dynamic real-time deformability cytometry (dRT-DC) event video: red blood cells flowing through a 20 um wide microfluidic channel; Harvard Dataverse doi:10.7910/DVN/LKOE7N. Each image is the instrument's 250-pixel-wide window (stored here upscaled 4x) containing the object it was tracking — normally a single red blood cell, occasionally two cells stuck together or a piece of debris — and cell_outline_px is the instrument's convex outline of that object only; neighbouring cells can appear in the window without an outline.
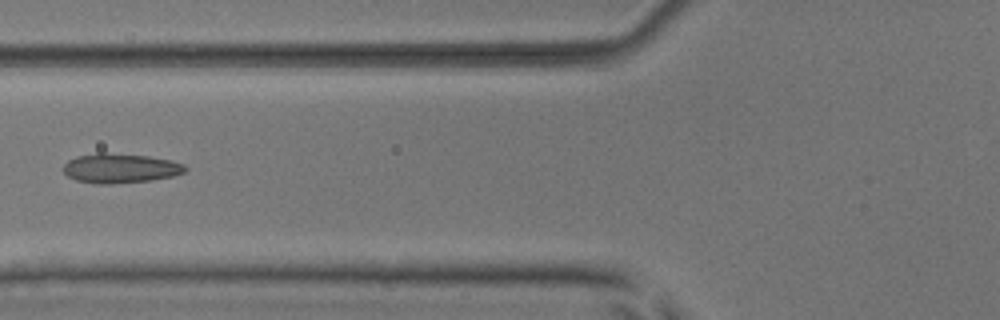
{"species": "common noctule bat (a hibernating species)", "species_latin": "Nyctalus noctula", "temperature_condition": "room temperature", "stored_images_in_passage": 7, "camera_frame_rate_fps": 3000, "um_per_image_px": 0.085, "animal": {"sex": "male", "body_mass_g": 17.9, "forearm_length_mm": 54.2}, "frame": {"image": 1, "passage_image": 6, "time_ms": 6.667, "image_size_px": [1000, 320], "cell_outline_px": [[188, 168], [184, 172], [172, 176], [152, 180], [108, 184], [96, 184], [76, 180], [68, 176], [64, 172], [64, 164], [68, 160], [76, 156], [100, 152], [104, 152], [148, 156], [172, 160], [184, 164]], "centroid_in_image_um": [10.22, 14.29], "position_along_channel_um": 115.6, "area_um2": 21.04}}
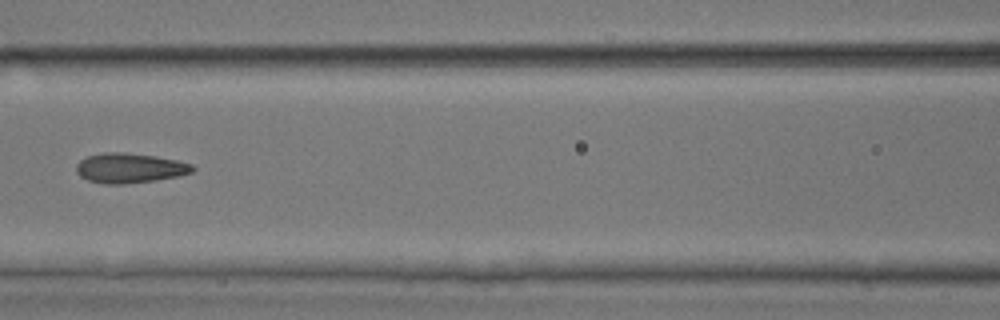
{"frame": {"image": 2, "passage_image": 7, "time_ms": 7.667, "image_size_px": [1000, 320], "cell_outline_px": [[196, 168], [192, 172], [180, 176], [156, 180], [124, 184], [104, 184], [88, 180], [80, 176], [76, 172], [76, 164], [80, 160], [88, 156], [104, 152], [124, 152], [156, 156], [176, 160], [192, 164]], "centroid_in_image_um": [11.03, 14.28], "position_along_channel_um": 155.6, "area_um2": 20.35}}